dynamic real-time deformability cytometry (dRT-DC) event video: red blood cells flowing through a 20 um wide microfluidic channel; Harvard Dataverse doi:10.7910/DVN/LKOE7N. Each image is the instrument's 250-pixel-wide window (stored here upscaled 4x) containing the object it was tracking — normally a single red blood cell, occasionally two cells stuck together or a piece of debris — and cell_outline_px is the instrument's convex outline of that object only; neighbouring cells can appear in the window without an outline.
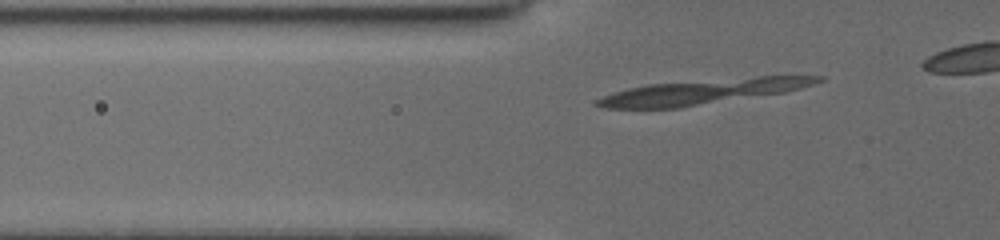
{"species": "common noctule bat (a hibernating species)", "species_latin": "Nyctalus noctula", "temperature_condition": "cold", "stored_images_in_passage": 10, "camera_frame_rate_fps": 3000, "um_per_image_px": 0.085, "animal": {"sex": "female", "body_mass_g": 19.5, "forearm_length_mm": 54.1}, "frame": {"image": 1, "passage_image": 7, "time_ms": 2.0, "image_size_px": [1000, 240], "cell_outline_px": [[824, 80], [800, 88], [784, 92], [680, 108], [604, 108], [592, 104], [592, 100], [628, 88], [648, 84], [760, 76], [824, 76]], "centroid_in_image_um": [59.66, 7.8], "position_along_channel_um": 66.1, "area_um2": 31.85}}